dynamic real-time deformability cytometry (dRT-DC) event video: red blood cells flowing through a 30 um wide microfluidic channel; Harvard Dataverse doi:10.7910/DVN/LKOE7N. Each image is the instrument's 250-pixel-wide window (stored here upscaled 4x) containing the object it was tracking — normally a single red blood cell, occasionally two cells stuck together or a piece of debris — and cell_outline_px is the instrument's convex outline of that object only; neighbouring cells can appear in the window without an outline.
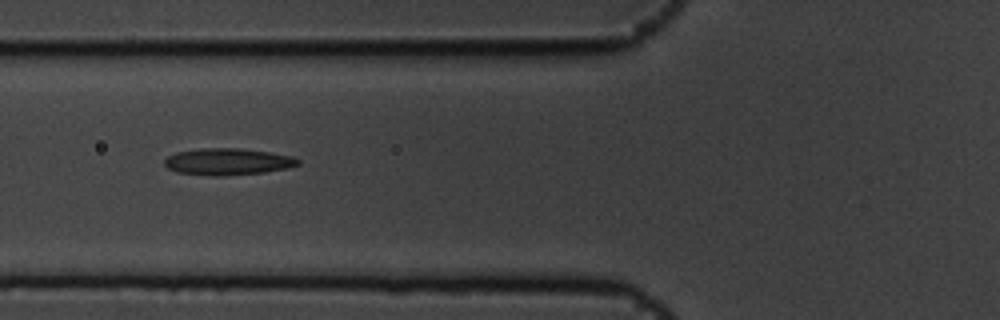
{"species": "common noctule bat (a hibernating species)", "species_latin": "Nyctalus noctula", "temperature_condition": "cold", "stored_images_in_passage": 6, "camera_frame_rate_fps": 3000, "um_per_image_px": 0.085, "animal": {"sex": "male", "body_mass_g": 19.5, "forearm_length_mm": 54.6}, "frame": {"image": 1, "passage_image": 2, "time_ms": 0.333, "image_size_px": [1000, 320], "cell_outline_px": [[300, 164], [284, 168], [264, 172], [220, 176], [216, 176], [176, 172], [168, 168], [164, 164], [164, 160], [168, 156], [176, 152], [200, 148], [240, 148], [268, 152], [292, 156], [300, 160]], "centroid_in_image_um": [19.32, 13.73], "position_along_channel_um": 106.5, "area_um2": 20.63}}
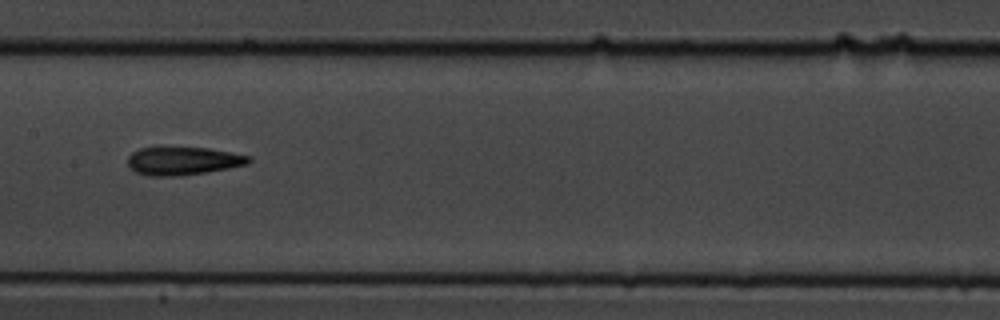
{"frame": {"image": 2, "passage_image": 4, "time_ms": 1.0, "image_size_px": [1000, 320], "cell_outline_px": [[252, 160], [248, 164], [228, 168], [204, 172], [172, 176], [152, 176], [136, 172], [128, 164], [128, 156], [132, 152], [140, 148], [208, 148], [252, 156]], "centroid_in_image_um": [15.58, 13.67], "position_along_channel_um": 191.8, "area_um2": 19.48}}
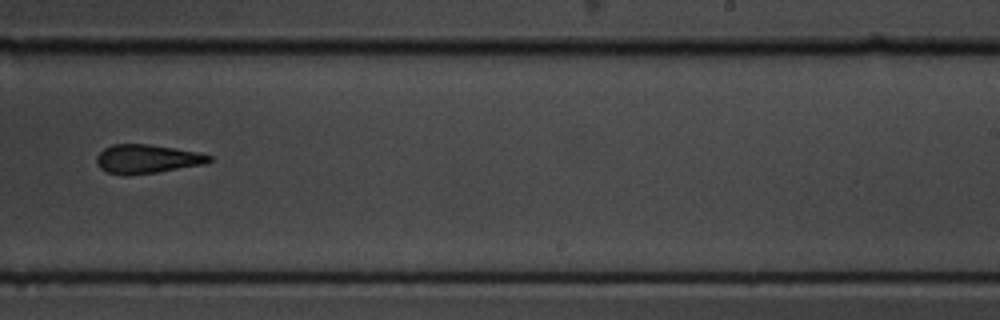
{"frame": {"image": 3, "passage_image": 6, "time_ms": 1.667, "image_size_px": [1000, 320], "cell_outline_px": [[212, 160], [208, 164], [156, 172], [124, 176], [108, 172], [100, 168], [96, 160], [96, 156], [104, 148], [112, 144], [148, 144], [200, 152], [212, 156]], "centroid_in_image_um": [12.52, 13.51], "position_along_channel_um": 276.5, "area_um2": 19.07}}